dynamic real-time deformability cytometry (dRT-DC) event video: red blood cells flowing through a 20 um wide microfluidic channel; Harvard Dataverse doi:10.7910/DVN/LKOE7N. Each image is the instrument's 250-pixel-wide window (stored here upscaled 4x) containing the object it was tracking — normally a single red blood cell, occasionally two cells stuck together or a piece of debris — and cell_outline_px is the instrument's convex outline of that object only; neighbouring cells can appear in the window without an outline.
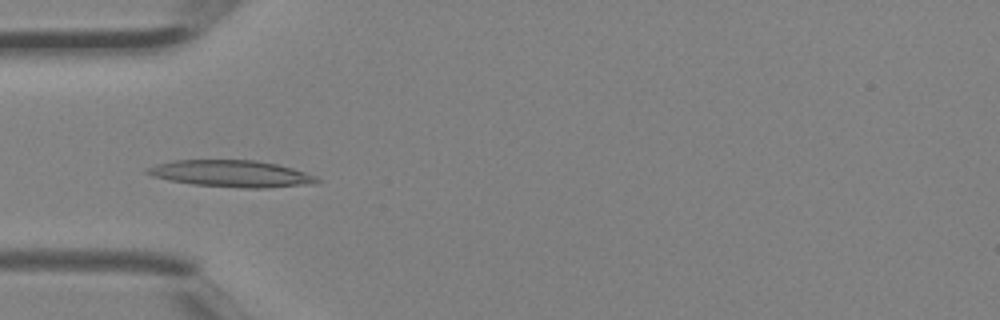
{"species": "Egyptian fruit bat (a non-hibernating species)", "species_latin": "Rousettus aegyptiacus", "temperature_condition": "room temperature", "stored_images_in_passage": 3, "camera_frame_rate_fps": 3000, "um_per_image_px": 0.085, "animal": {"sex": "female"}, "frame": {"image": 1, "passage_image": 3, "time_ms": 0.667, "image_size_px": [1000, 320], "cell_outline_px": [[320, 180], [316, 184], [264, 188], [244, 188], [192, 184], [168, 180], [152, 176], [144, 172], [144, 168], [156, 164], [172, 160], [256, 160], [276, 164], [292, 168], [316, 176]], "centroid_in_image_um": [19.64, 14.76], "position_along_channel_um": 65.4, "area_um2": 26.59}}